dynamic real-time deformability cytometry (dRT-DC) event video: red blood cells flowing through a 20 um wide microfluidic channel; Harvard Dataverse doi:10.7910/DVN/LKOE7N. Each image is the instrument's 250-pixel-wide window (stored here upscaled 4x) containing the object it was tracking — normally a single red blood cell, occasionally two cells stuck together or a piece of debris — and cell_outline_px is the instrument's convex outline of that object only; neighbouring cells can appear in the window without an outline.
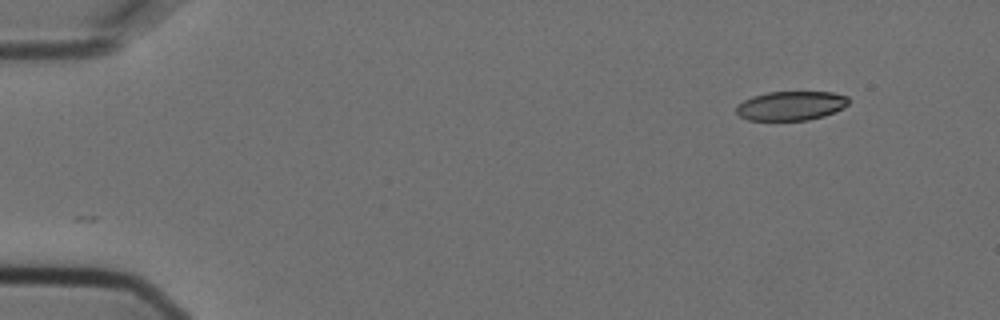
{"species": "Egyptian fruit bat (a non-hibernating species)", "species_latin": "Rousettus aegyptiacus", "temperature_condition": "cold", "stored_images_in_passage": 4, "camera_frame_rate_fps": 3000, "um_per_image_px": 0.085, "animal": {"sex": "female"}, "frame": {"image": 1, "passage_image": 1, "time_ms": 0.0, "image_size_px": [1000, 320], "cell_outline_px": [[848, 104], [844, 108], [824, 116], [808, 120], [748, 120], [740, 116], [736, 112], [736, 108], [744, 100], [752, 96], [768, 92], [832, 92], [848, 96]], "centroid_in_image_um": [67.25, 8.99], "position_along_channel_um": 17.7, "area_um2": 19.07}}
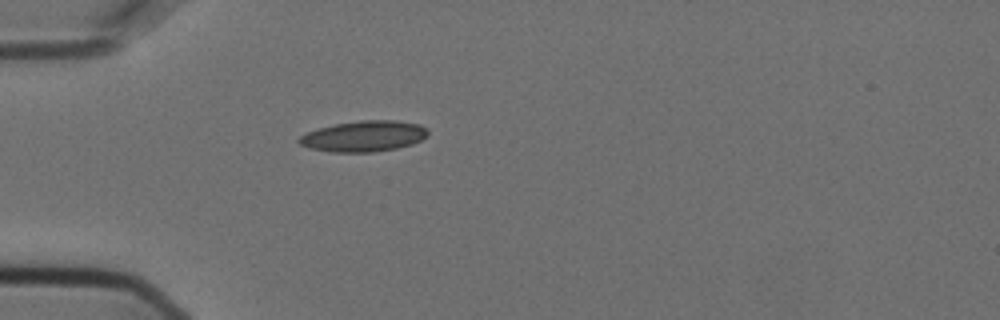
{"frame": {"image": 2, "passage_image": 4, "time_ms": 1.0, "image_size_px": [1000, 320], "cell_outline_px": [[428, 136], [412, 144], [396, 148], [372, 152], [332, 152], [308, 148], [300, 144], [296, 140], [300, 136], [316, 128], [336, 124], [360, 120], [396, 120], [420, 124], [428, 128]], "centroid_in_image_um": [30.93, 11.57], "position_along_channel_um": 54.1, "area_um2": 23.29}}